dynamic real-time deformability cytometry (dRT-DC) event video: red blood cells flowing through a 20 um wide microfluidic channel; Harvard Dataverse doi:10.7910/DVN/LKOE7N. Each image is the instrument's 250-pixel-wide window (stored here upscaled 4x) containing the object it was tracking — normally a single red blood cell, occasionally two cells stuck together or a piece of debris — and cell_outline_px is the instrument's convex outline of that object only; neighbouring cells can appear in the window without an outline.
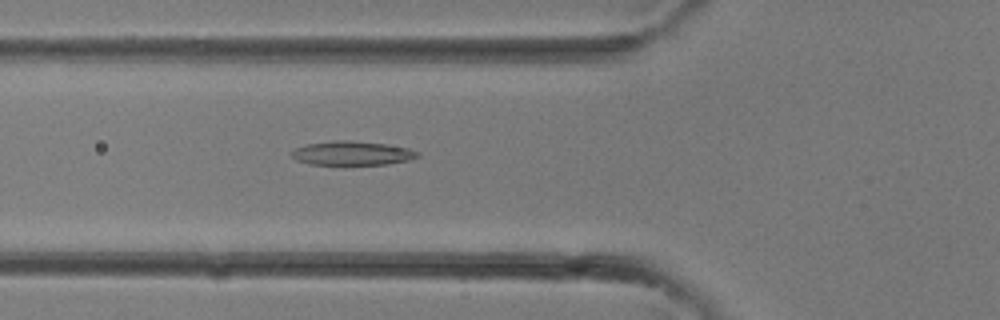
{"species": "common noctule bat (a hibernating species)", "species_latin": "Nyctalus noctula", "temperature_condition": "room temperature", "stored_images_in_passage": 26, "camera_frame_rate_fps": 3000, "um_per_image_px": 0.085, "animal": {"sex": "female"}, "frame": {"image": 1, "passage_image": 5, "time_ms": 1.333, "image_size_px": [1000, 320], "cell_outline_px": [[420, 156], [408, 160], [388, 164], [344, 168], [312, 164], [296, 160], [288, 152], [296, 148], [308, 144], [332, 140], [348, 140], [388, 144], [408, 148], [420, 152]], "centroid_in_image_um": [29.92, 13.07], "position_along_channel_um": 95.9, "area_um2": 18.73}}
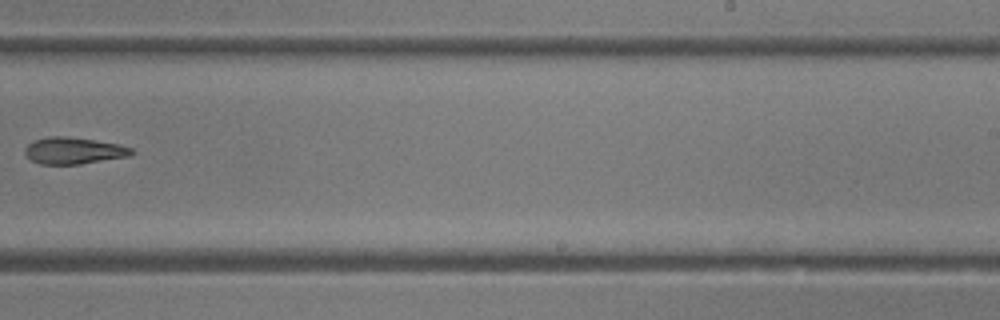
{"frame": {"image": 2, "passage_image": 14, "time_ms": 4.333, "image_size_px": [1000, 320], "cell_outline_px": [[136, 152], [132, 156], [80, 164], [40, 164], [32, 160], [24, 152], [24, 148], [28, 144], [36, 140], [48, 136], [68, 136], [120, 144], [132, 148]], "centroid_in_image_um": [6.32, 12.8], "position_along_channel_um": 282.7, "area_um2": 16.7}}
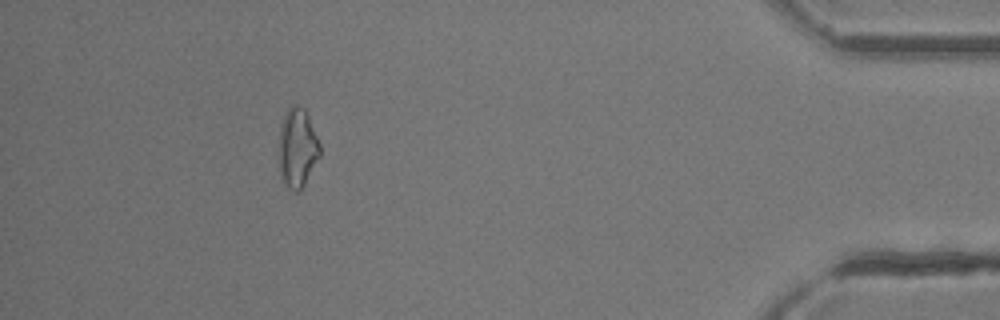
{"frame": {"image": 3, "passage_image": 23, "time_ms": 7.333, "image_size_px": [1000, 320], "cell_outline_px": [[320, 156], [300, 192], [296, 192], [288, 188], [284, 184], [280, 176], [280, 124], [288, 108], [292, 104], [304, 108], [308, 116], [320, 144]], "centroid_in_image_um": [25.28, 12.6], "position_along_channel_um": 409.9, "area_um2": 18.79}}